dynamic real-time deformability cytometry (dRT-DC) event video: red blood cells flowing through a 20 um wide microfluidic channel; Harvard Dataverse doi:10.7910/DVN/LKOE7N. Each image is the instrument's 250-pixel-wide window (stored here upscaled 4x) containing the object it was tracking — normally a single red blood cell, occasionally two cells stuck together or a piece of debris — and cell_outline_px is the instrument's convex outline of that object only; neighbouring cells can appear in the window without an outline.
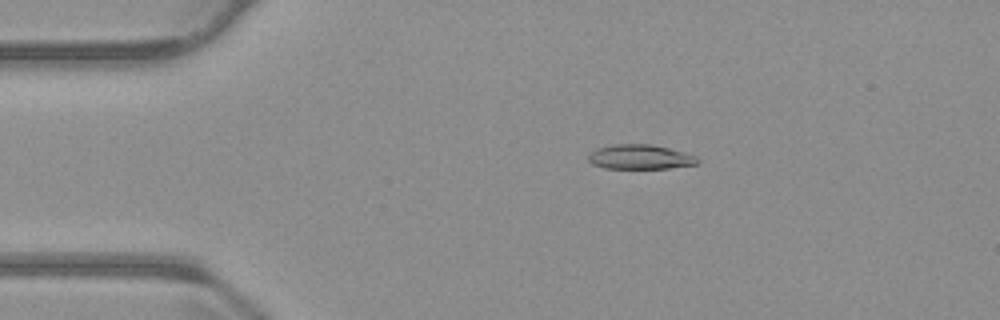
{"species": "common noctule bat (a hibernating species)", "species_latin": "Nyctalus noctula", "temperature_condition": "warm", "stored_images_in_passage": 55, "camera_frame_rate_fps": 3000, "um_per_image_px": 0.085, "animal": {"sex": "male", "body_mass_g": 23.1, "forearm_length_mm": 52.7}, "frame": {"image": 1, "passage_image": 11, "time_ms": 3.333, "image_size_px": [1000, 320], "cell_outline_px": [[700, 160], [696, 164], [668, 168], [604, 168], [592, 164], [588, 160], [588, 156], [596, 148], [612, 144], [652, 144], [668, 148], [696, 156]], "centroid_in_image_um": [54.38, 13.33], "position_along_channel_um": 30.6, "area_um2": 15.55}}
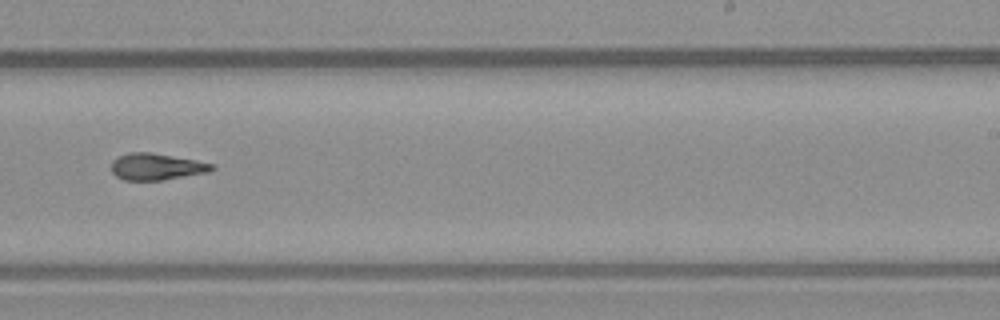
{"frame": {"image": 2, "passage_image": 34, "time_ms": 11.0, "image_size_px": [1000, 320], "cell_outline_px": [[216, 168], [208, 172], [164, 180], [124, 180], [116, 176], [112, 172], [112, 160], [128, 152], [148, 152], [196, 160], [216, 164]], "centroid_in_image_um": [13.32, 14.17], "position_along_channel_um": 275.7, "area_um2": 15.61}}
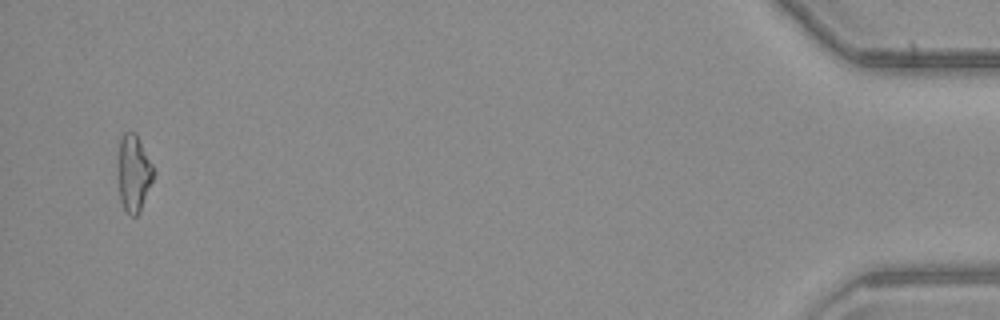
{"frame": {"image": 3, "passage_image": 53, "time_ms": 17.333, "image_size_px": [1000, 320], "cell_outline_px": [[156, 172], [140, 212], [136, 216], [132, 216], [124, 208], [120, 200], [120, 136], [124, 132], [136, 132]], "centroid_in_image_um": [11.41, 14.71], "position_along_channel_um": 423.8, "area_um2": 15.49}, "authors_computed_cell_mechanics": {"area_um2": 15.9528, "velocity_mm_per_s": 3.8128, "shape_relaxation_time_tau1_ms": null, "shape_relaxation_time_tau2_ms": 1.5192, "deformation_change_tau1": null, "deformation_change_tau2": 0.1086}}